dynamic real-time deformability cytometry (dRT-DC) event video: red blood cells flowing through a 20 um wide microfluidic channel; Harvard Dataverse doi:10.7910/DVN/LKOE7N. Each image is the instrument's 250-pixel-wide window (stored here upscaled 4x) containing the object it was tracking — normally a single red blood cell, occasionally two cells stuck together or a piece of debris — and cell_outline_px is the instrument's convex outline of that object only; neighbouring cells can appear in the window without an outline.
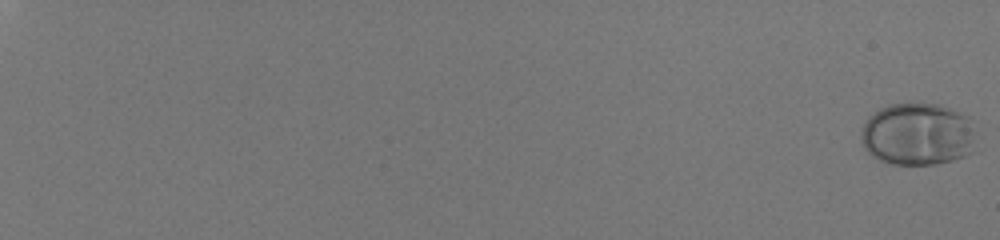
{"species": "human", "species_latin": "Homo sapiens", "temperature_condition": "room temperature", "stored_images_in_passage": 58, "camera_frame_rate_fps": 3000, "um_per_image_px": 0.085, "donor": {"sex": "male"}, "frame": {"image": 1, "passage_image": 1, "time_ms": 0.0, "image_size_px": [1000, 240], "cell_outline_px": [[976, 152], [952, 160], [936, 164], [892, 164], [880, 160], [872, 156], [868, 152], [860, 140], [860, 136], [864, 124], [868, 116], [880, 108], [892, 104], [940, 104], [968, 116], [972, 128]], "centroid_in_image_um": [78.0, 11.42], "position_along_channel_um": 7.0, "area_um2": 41.96}}
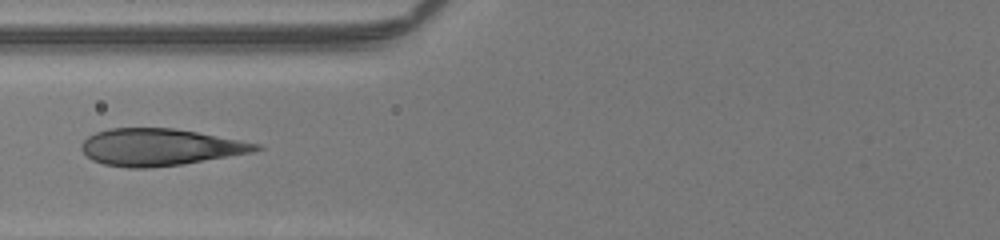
{"frame": {"image": 2, "passage_image": 31, "time_ms": 10.0, "image_size_px": [1000, 240], "cell_outline_px": [[264, 148], [252, 152], [180, 164], [148, 168], [128, 168], [104, 164], [92, 160], [80, 148], [80, 144], [88, 136], [96, 132], [108, 128], [172, 128], [196, 132], [260, 144]], "centroid_in_image_um": [13.54, 12.5], "position_along_channel_um": 112.3, "area_um2": 37.17}}
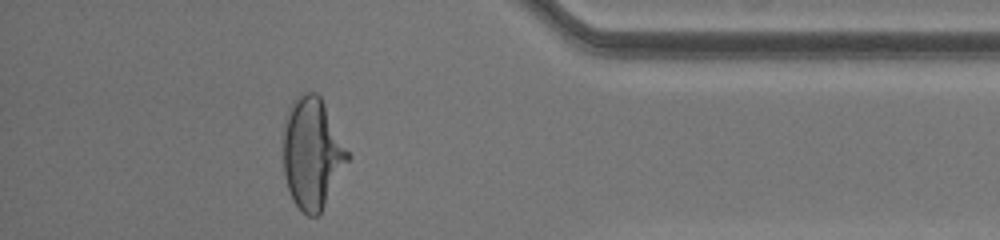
{"frame": {"image": 3, "passage_image": 54, "time_ms": 17.667, "image_size_px": [1000, 240], "cell_outline_px": [[352, 156], [320, 212], [316, 216], [308, 216], [292, 200], [288, 188], [284, 172], [284, 120], [288, 108], [292, 100], [300, 92], [316, 92], [320, 96]], "centroid_in_image_um": [26.54, 12.98], "position_along_channel_um": 408.7, "area_um2": 41.73}, "authors_computed_cell_mechanics": {"area_um2": 39.1306, "velocity_mm_per_s": 4.0915, "shape_relaxation_time_tau1_ms": 3.8731, "shape_relaxation_time_tau2_ms": null, "deformation_change_tau1": 0.2283, "deformation_change_tau2": null}}